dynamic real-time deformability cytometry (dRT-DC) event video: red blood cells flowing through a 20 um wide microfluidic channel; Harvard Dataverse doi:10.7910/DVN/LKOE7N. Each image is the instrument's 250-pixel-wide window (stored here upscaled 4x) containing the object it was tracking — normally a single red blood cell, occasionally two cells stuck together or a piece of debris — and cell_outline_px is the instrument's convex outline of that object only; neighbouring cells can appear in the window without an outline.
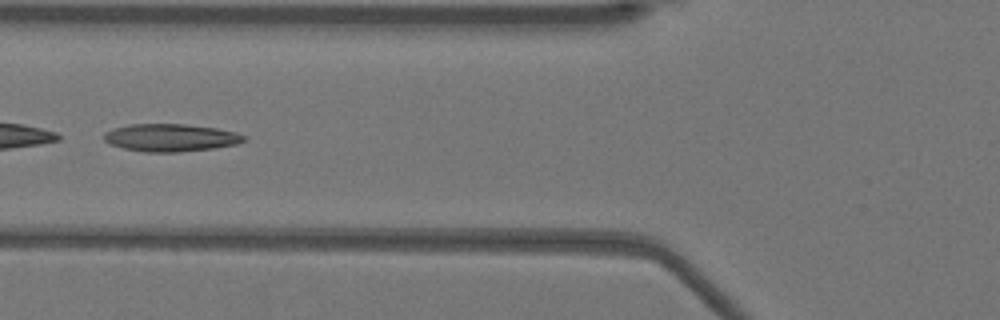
{"species": "Egyptian fruit bat (a non-hibernating species)", "species_latin": "Rousettus aegyptiacus", "temperature_condition": "warm", "stored_images_in_passage": 35, "camera_frame_rate_fps": 3000, "um_per_image_px": 0.085, "animal": {"sex": "female"}, "frame": {"image": 1, "passage_image": 8, "time_ms": 2.333, "image_size_px": [1000, 320], "cell_outline_px": [[248, 136], [244, 140], [236, 144], [216, 148], [176, 152], [144, 152], [124, 148], [108, 144], [104, 140], [104, 132], [112, 128], [128, 124], [184, 124], [216, 128], [236, 132]], "centroid_in_image_um": [14.48, 11.7], "position_along_channel_um": 111.3, "area_um2": 22.66}, "authors_computed_cell_mechanics": {"area_um2": 21.6172, "velocity_mm_per_s": 3.9508, "shape_relaxation_time_tau1_ms": null, "shape_relaxation_time_tau2_ms": 2.5914, "deformation_change_tau1": null, "deformation_change_tau2": 0.1041}}